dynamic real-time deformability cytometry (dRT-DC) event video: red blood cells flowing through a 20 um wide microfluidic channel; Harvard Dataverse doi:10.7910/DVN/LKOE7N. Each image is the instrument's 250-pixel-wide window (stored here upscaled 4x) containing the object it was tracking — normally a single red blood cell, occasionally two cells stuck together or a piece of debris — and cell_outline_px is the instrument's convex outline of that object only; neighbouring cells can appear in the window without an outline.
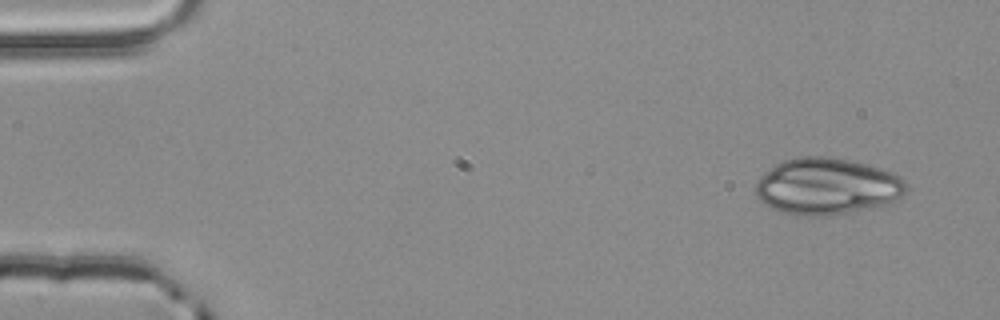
{"species": "common noctule bat (a hibernating species)", "species_latin": "Nyctalus noctula", "temperature_condition": "room temperature", "stored_images_in_passage": 4, "camera_frame_rate_fps": 3000, "um_per_image_px": 0.085, "animal": {"sex": "male", "body_mass_g": 20.4}, "frame": {"image": 1, "passage_image": 1, "time_ms": 0.0, "image_size_px": [1000, 320], "cell_outline_px": [[908, 192], [884, 204], [824, 216], [804, 216], [780, 212], [764, 204], [756, 196], [756, 184], [760, 176], [776, 164], [784, 160], [800, 156], [828, 156], [868, 164], [892, 172], [900, 176], [908, 184]], "centroid_in_image_um": [70.27, 15.82], "position_along_channel_um": 14.7, "area_um2": 49.42}}